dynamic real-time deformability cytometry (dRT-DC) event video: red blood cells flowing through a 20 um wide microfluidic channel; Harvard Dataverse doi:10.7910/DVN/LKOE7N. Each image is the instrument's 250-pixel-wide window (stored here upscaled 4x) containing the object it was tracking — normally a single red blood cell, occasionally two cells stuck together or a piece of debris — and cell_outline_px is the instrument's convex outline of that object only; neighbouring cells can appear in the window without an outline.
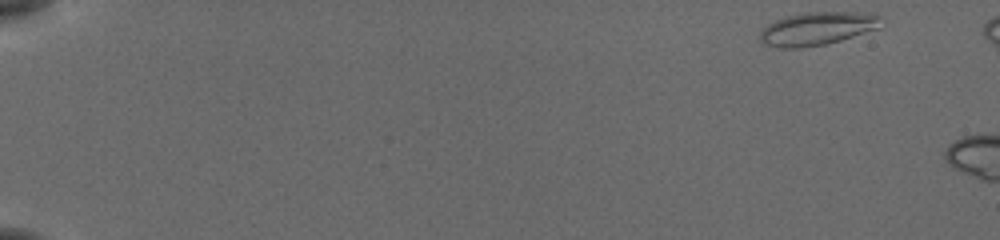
{"species": "common noctule bat (a hibernating species)", "species_latin": "Nyctalus noctula", "temperature_condition": "cold", "stored_images_in_passage": 3, "camera_frame_rate_fps": 3000, "um_per_image_px": 0.085, "animal": {"sex": "female", "body_mass_g": 19.5, "forearm_length_mm": 54.1}, "frame": {"image": 1, "passage_image": 1, "time_ms": 0.0, "image_size_px": [1000, 240], "cell_outline_px": [[880, 16], [876, 28], [840, 40], [824, 44], [796, 48], [780, 48], [764, 44], [760, 36], [760, 32], [768, 24], [776, 20], [788, 16], [808, 12], [852, 12]], "centroid_in_image_um": [69.38, 2.44], "position_along_channel_um": 15.6, "area_um2": 22.54}}